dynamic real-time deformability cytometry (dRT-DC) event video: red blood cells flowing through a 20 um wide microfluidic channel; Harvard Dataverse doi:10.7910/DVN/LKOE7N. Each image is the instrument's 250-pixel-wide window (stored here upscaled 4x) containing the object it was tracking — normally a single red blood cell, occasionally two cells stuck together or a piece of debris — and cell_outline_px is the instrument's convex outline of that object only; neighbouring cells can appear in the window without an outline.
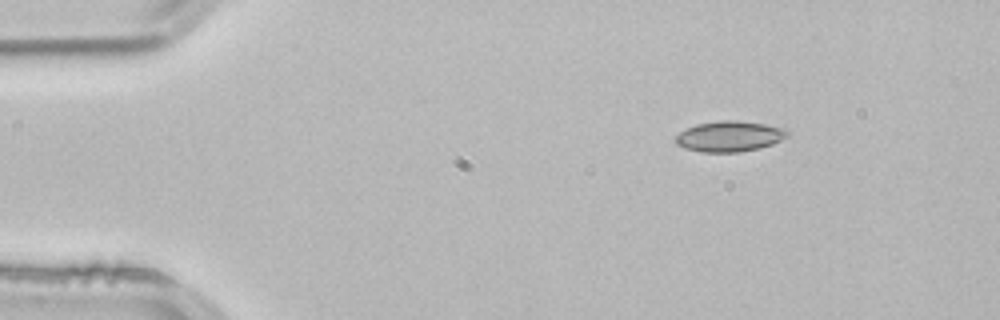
{"species": "common noctule bat (a hibernating species)", "species_latin": "Nyctalus noctula", "temperature_condition": "room temperature", "stored_images_in_passage": 3, "camera_frame_rate_fps": 3000, "um_per_image_px": 0.085, "animal": {"sex": "male", "body_mass_g": 21.5, "forearm_length_mm": 52.0}, "frame": {"image": 1, "passage_image": 1, "time_ms": 0.0, "image_size_px": [1000, 320], "cell_outline_px": [[788, 136], [772, 144], [740, 152], [700, 152], [684, 148], [676, 144], [676, 136], [680, 132], [696, 124], [724, 120], [736, 120], [764, 124], [780, 128], [788, 132]], "centroid_in_image_um": [61.96, 11.59], "position_along_channel_um": 23.0, "area_um2": 19.59}}